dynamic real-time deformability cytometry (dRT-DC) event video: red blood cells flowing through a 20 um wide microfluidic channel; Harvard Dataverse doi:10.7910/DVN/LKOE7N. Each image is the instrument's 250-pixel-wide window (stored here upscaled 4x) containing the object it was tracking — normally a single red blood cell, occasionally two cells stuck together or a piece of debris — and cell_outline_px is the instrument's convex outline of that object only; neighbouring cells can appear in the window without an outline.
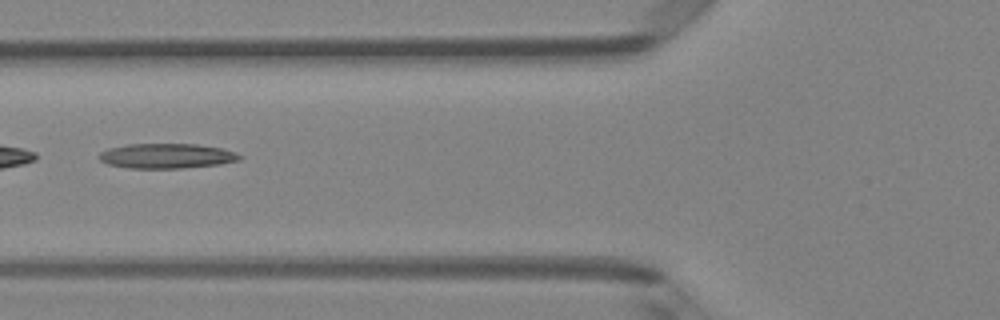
{"species": "Egyptian fruit bat (a non-hibernating species)", "species_latin": "Rousettus aegyptiacus", "temperature_condition": "room temperature", "stored_images_in_passage": 6, "camera_frame_rate_fps": 3000, "um_per_image_px": 0.085, "animal": {"sex": "female"}, "frame": {"image": 1, "passage_image": 5, "time_ms": 1.333, "image_size_px": [1000, 320], "cell_outline_px": [[244, 156], [240, 160], [220, 164], [184, 168], [128, 168], [108, 164], [100, 160], [96, 156], [100, 152], [108, 148], [128, 144], [196, 144], [220, 148], [236, 152]], "centroid_in_image_um": [14.16, 13.25], "position_along_channel_um": 111.6, "area_um2": 20.52}}
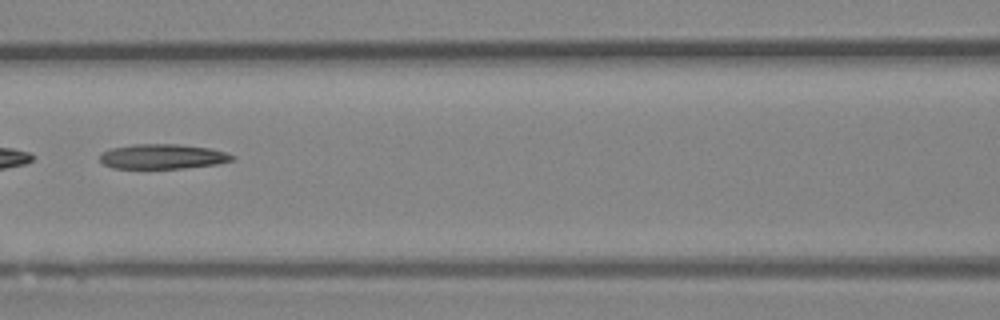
{"frame": {"image": 2, "passage_image": 6, "time_ms": 1.667, "image_size_px": [1000, 320], "cell_outline_px": [[236, 160], [220, 164], [184, 168], [112, 168], [104, 164], [100, 160], [100, 152], [112, 148], [132, 144], [176, 144], [208, 148], [228, 152], [236, 156]], "centroid_in_image_um": [13.87, 13.3], "position_along_channel_um": 152.7, "area_um2": 19.36}}